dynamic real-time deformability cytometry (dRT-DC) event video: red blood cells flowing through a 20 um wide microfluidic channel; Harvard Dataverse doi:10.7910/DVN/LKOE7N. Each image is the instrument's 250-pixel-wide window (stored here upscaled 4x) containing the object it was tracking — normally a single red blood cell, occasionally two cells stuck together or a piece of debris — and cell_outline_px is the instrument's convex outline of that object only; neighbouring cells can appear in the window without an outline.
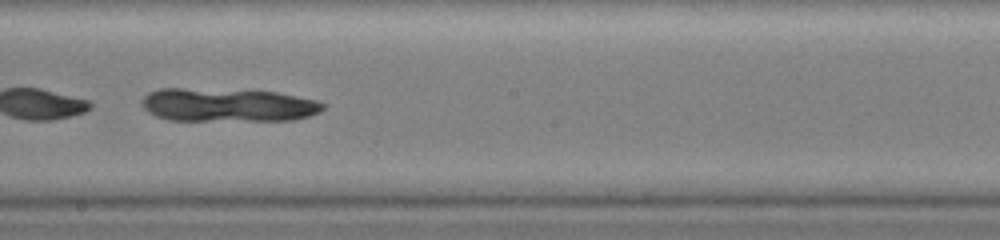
{"species": "common noctule bat (a hibernating species)", "species_latin": "Nyctalus noctula", "temperature_condition": "warm", "stored_images_in_passage": 25, "camera_frame_rate_fps": 3000, "um_per_image_px": 0.085, "animal": {"sex": "female", "body_mass_g": 19.0, "forearm_length_mm": 51.5}, "frame": {"image": 1, "passage_image": 13, "time_ms": 6.0, "image_size_px": [1000, 240], "cell_outline_px": [[328, 104], [320, 112], [308, 116], [292, 120], [168, 120], [156, 116], [148, 112], [140, 104], [140, 100], [148, 92], [160, 88], [184, 88], [276, 92], [316, 100]], "centroid_in_image_um": [19.33, 8.92], "position_along_channel_um": 228.9, "area_um2": 35.32}}
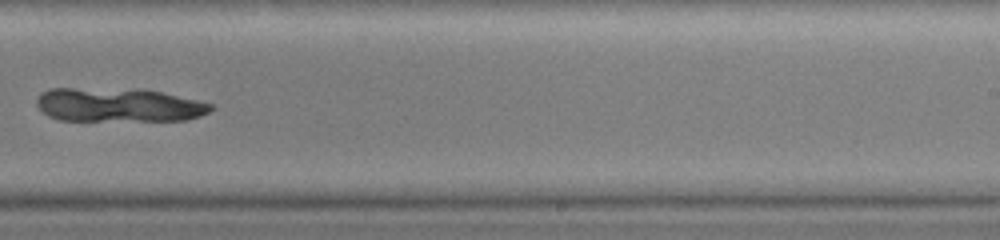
{"frame": {"image": 2, "passage_image": 15, "time_ms": 7.0, "image_size_px": [1000, 240], "cell_outline_px": [[212, 108], [208, 112], [200, 116], [184, 120], [60, 120], [48, 116], [36, 104], [36, 100], [40, 92], [52, 88], [140, 88], [160, 92], [196, 100], [212, 104]], "centroid_in_image_um": [10.03, 8.9], "position_along_channel_um": 279.0, "area_um2": 34.39}}
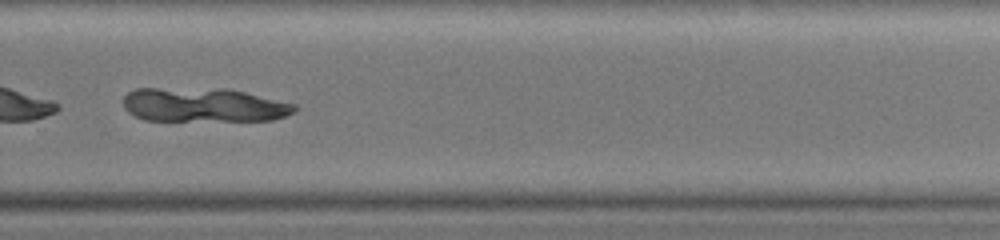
{"frame": {"image": 3, "passage_image": 17, "time_ms": 7.667, "image_size_px": [1000, 240], "cell_outline_px": [[296, 108], [292, 112], [284, 116], [272, 120], [144, 120], [128, 112], [124, 108], [124, 96], [128, 92], [136, 88], [224, 88], [244, 92], [296, 104]], "centroid_in_image_um": [17.27, 8.91], "position_along_channel_um": 312.5, "area_um2": 33.87}}